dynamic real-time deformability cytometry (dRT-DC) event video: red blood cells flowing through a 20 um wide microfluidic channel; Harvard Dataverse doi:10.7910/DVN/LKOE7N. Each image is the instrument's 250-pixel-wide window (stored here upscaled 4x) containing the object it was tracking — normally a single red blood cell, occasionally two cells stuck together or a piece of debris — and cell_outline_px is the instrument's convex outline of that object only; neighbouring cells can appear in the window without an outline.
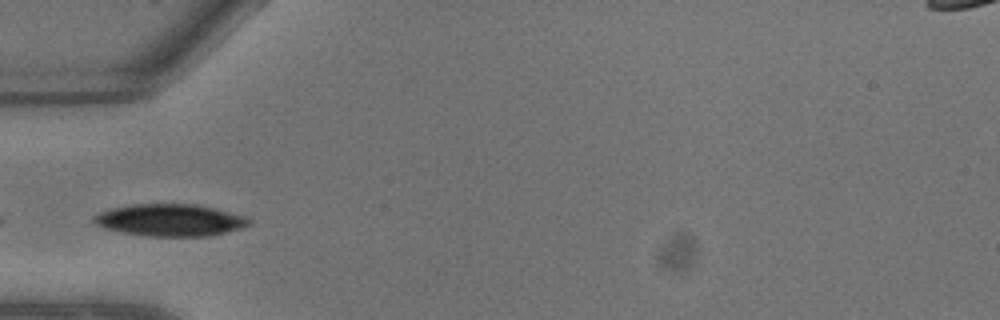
{"species": "common noctule bat (a hibernating species)", "species_latin": "Nyctalus noctula", "temperature_condition": "warm", "stored_images_in_passage": 10, "camera_frame_rate_fps": 3000, "um_per_image_px": 0.085, "animal": {"sex": "male", "body_mass_g": 13.3}, "frame": {"image": 1, "passage_image": 5, "time_ms": 1.333, "image_size_px": [1000, 320], "cell_outline_px": [[252, 224], [244, 228], [208, 236], [144, 236], [104, 228], [96, 224], [92, 220], [92, 216], [100, 212], [112, 208], [132, 204], [196, 204], [216, 208], [244, 216], [252, 220]], "centroid_in_image_um": [14.49, 18.71], "position_along_channel_um": 70.5, "area_um2": 29.13}}
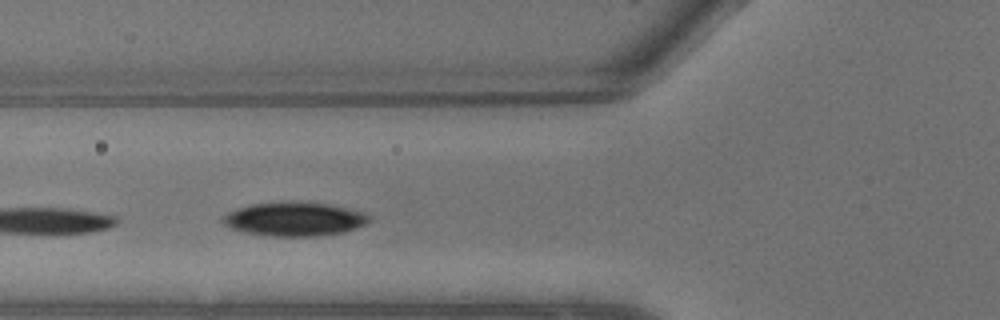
{"frame": {"image": 2, "passage_image": 6, "time_ms": 1.667, "image_size_px": [1000, 320], "cell_outline_px": [[372, 220], [368, 224], [344, 232], [320, 236], [272, 236], [248, 232], [232, 228], [224, 224], [220, 220], [220, 216], [236, 208], [248, 204], [280, 200], [304, 200], [332, 204], [368, 212], [372, 216]], "centroid_in_image_um": [25.09, 18.57], "position_along_channel_um": 100.7, "area_um2": 30.11}}